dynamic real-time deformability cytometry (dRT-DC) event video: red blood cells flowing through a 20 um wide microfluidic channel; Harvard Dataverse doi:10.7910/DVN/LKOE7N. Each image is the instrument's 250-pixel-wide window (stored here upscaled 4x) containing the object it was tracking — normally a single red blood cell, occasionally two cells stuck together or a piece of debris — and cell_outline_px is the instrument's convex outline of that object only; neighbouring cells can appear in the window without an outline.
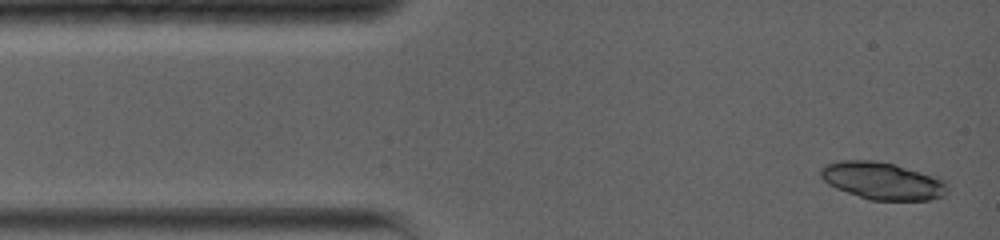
{"species": "common noctule bat (a hibernating species)", "species_latin": "Nyctalus noctula", "temperature_condition": "warm", "stored_images_in_passage": 3, "camera_frame_rate_fps": 5000, "um_per_image_px": 0.085, "animal": {"sex": "female", "body_mass_g": 19.0, "forearm_length_mm": 56.7}, "frame": {"image": 1, "passage_image": 1, "time_ms": 0.0, "image_size_px": [1000, 240], "cell_outline_px": [[948, 188], [944, 196], [928, 200], [868, 200], [836, 188], [828, 184], [820, 176], [820, 168], [824, 164], [836, 160], [876, 160], [896, 164], [940, 176], [944, 180]], "centroid_in_image_um": [75.02, 15.35], "position_along_channel_um": 10.0, "area_um2": 28.15}}